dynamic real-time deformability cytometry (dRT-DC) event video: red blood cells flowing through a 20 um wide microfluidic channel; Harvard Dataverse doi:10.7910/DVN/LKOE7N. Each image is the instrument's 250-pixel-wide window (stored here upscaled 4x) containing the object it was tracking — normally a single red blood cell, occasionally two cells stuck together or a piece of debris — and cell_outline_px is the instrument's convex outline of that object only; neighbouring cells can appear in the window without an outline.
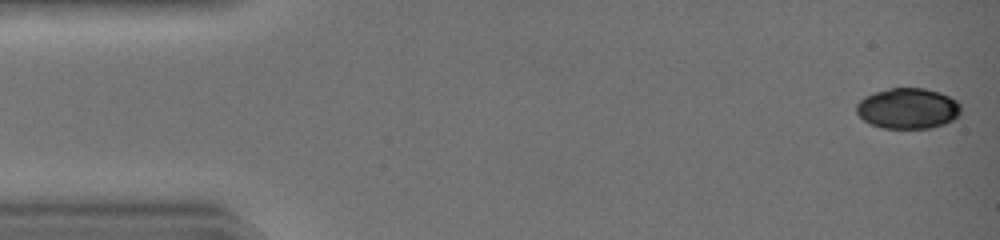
{"species": "common noctule bat (a hibernating species)", "species_latin": "Nyctalus noctula", "temperature_condition": "warm", "stored_images_in_passage": 43, "camera_frame_rate_fps": 3000, "um_per_image_px": 0.085, "animal": {"sex": "female", "body_mass_g": 19.0, "forearm_length_mm": 51.5}, "frame": {"image": 1, "passage_image": 1, "time_ms": 0.0, "image_size_px": [1000, 240], "cell_outline_px": [[960, 112], [952, 120], [944, 124], [928, 128], [884, 128], [872, 124], [864, 120], [856, 112], [856, 104], [864, 96], [888, 88], [924, 88], [940, 92], [956, 100], [960, 104]], "centroid_in_image_um": [77.15, 9.21], "position_along_channel_um": 7.8, "area_um2": 24.62}}
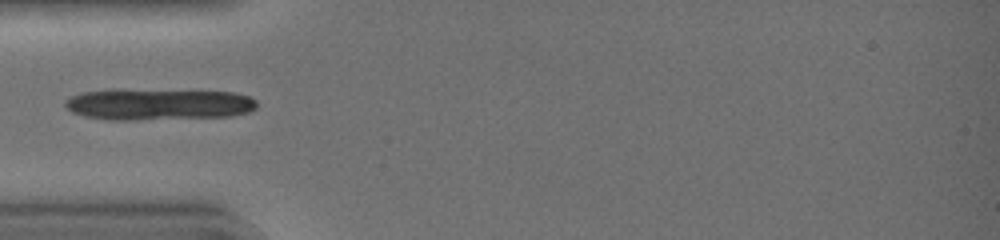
{"frame": {"image": 2, "passage_image": 14, "time_ms": 4.333, "image_size_px": [1000, 240], "cell_outline_px": [[256, 108], [248, 112], [232, 116], [136, 120], [112, 120], [84, 116], [72, 112], [64, 104], [64, 100], [80, 92], [112, 88], [120, 88], [236, 92], [248, 96], [256, 100]], "centroid_in_image_um": [13.42, 8.84], "position_along_channel_um": 71.6, "area_um2": 35.95}}
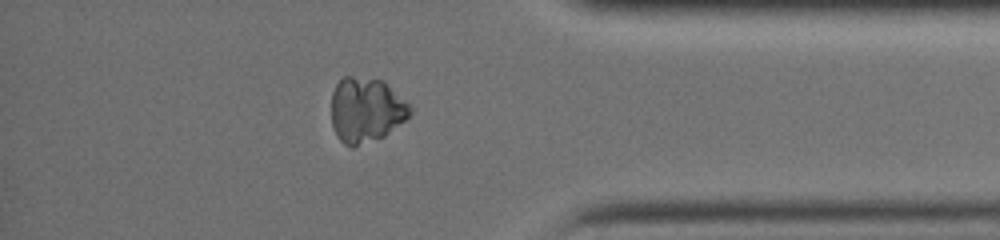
{"frame": {"image": 3, "passage_image": 37, "time_ms": 12.0, "image_size_px": [1000, 240], "cell_outline_px": [[412, 112], [404, 120], [384, 136], [352, 148], [344, 144], [340, 140], [332, 124], [332, 92], [336, 84], [344, 76], [352, 76], [384, 80], [412, 108]], "centroid_in_image_um": [31.1, 9.34], "position_along_channel_um": 404.1, "area_um2": 29.59}}